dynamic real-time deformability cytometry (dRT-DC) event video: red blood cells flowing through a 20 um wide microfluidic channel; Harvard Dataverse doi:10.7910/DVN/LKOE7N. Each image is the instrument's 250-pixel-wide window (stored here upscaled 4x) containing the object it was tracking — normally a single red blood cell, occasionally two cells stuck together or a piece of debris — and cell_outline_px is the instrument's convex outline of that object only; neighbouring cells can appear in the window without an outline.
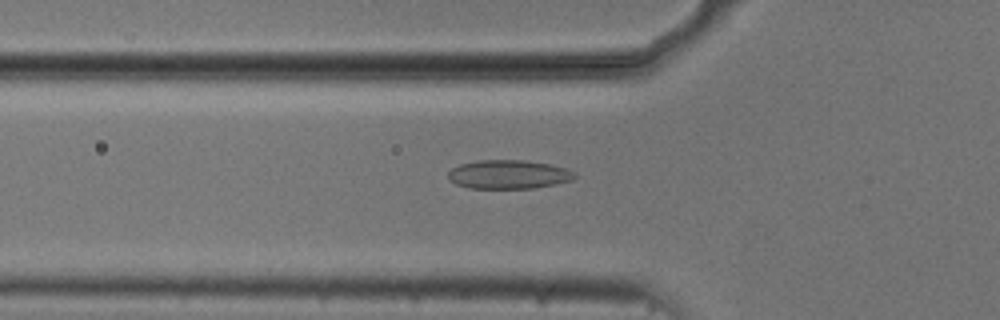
{"species": "common noctule bat (a hibernating species)", "species_latin": "Nyctalus noctula", "temperature_condition": "cold", "stored_images_in_passage": 45, "camera_frame_rate_fps": 3000, "um_per_image_px": 0.085, "animal": {"sex": "male", "body_mass_g": 20.5, "forearm_length_mm": 52.5}, "frame": {"image": 1, "passage_image": 10, "time_ms": 3.0, "image_size_px": [1000, 320], "cell_outline_px": [[576, 176], [572, 180], [556, 184], [536, 188], [468, 188], [456, 184], [448, 180], [448, 172], [452, 168], [460, 164], [476, 160], [524, 160], [552, 164], [576, 172]], "centroid_in_image_um": [43.22, 14.82], "position_along_channel_um": 82.6, "area_um2": 21.44}}
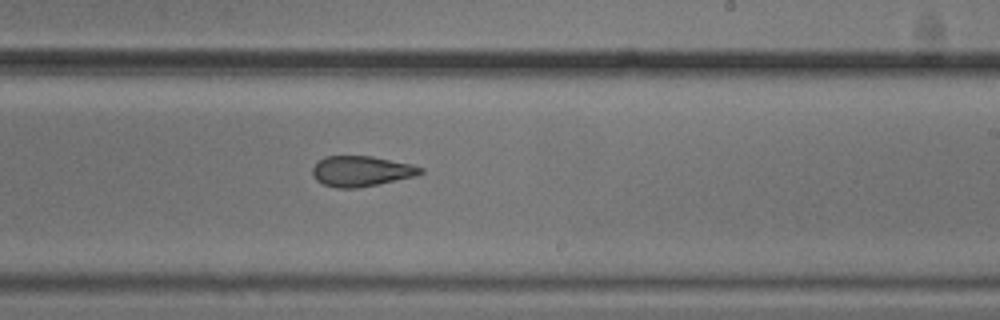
{"frame": {"image": 2, "passage_image": 24, "time_ms": 7.667, "image_size_px": [1000, 320], "cell_outline_px": [[424, 172], [416, 176], [356, 188], [336, 188], [324, 184], [316, 180], [312, 172], [312, 168], [324, 156], [372, 156], [412, 164], [424, 168]], "centroid_in_image_um": [30.72, 14.54], "position_along_channel_um": 258.3, "area_um2": 19.07}}
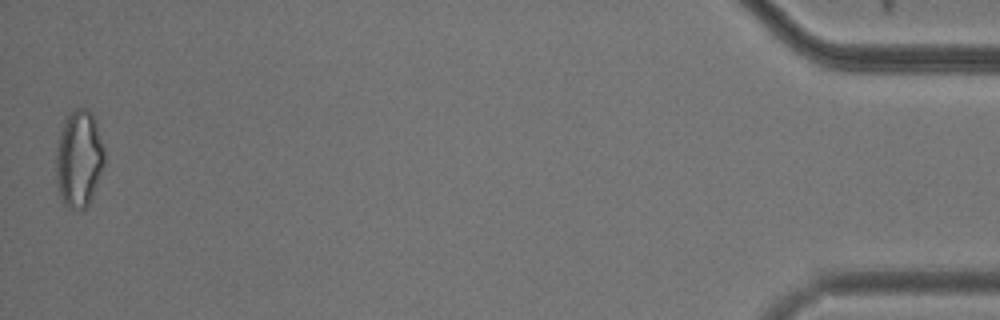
{"frame": {"image": 3, "passage_image": 45, "time_ms": 14.667, "image_size_px": [1000, 320], "cell_outline_px": [[104, 164], [92, 196], [88, 204], [84, 208], [68, 208], [64, 204], [60, 196], [56, 180], [56, 148], [60, 132], [64, 120], [76, 108], [88, 108], [92, 112], [104, 148]], "centroid_in_image_um": [6.7, 13.48], "position_along_channel_um": 428.5, "area_um2": 27.17}, "authors_computed_cell_mechanics": {"area_um2": 20.6346, "velocity_mm_per_s": 3.743, "shape_relaxation_time_tau1_ms": 9.3804, "shape_relaxation_time_tau2_ms": 2.584, "deformation_change_tau1": 0.1771, "deformation_change_tau2": 0.0926}}